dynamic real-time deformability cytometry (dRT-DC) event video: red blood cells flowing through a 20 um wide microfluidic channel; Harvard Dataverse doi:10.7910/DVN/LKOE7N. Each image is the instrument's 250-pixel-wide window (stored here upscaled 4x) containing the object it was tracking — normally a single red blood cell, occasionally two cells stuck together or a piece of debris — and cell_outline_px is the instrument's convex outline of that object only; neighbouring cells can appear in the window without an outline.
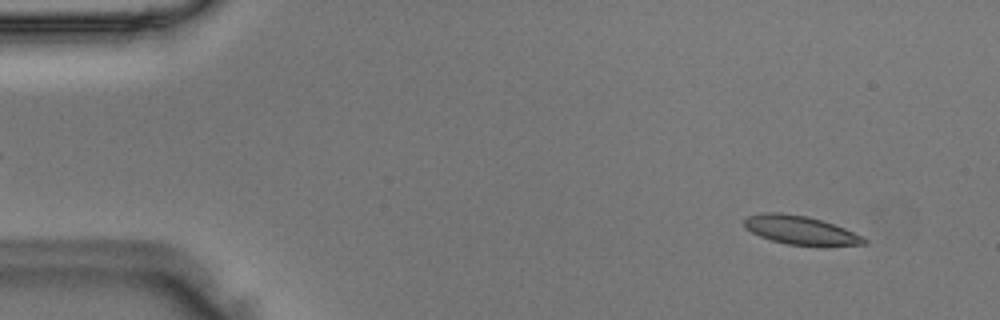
{"species": "Egyptian fruit bat (a non-hibernating species)", "species_latin": "Rousettus aegyptiacus", "temperature_condition": "room temperature", "stored_images_in_passage": 50, "camera_frame_rate_fps": 3000, "um_per_image_px": 0.085, "animal": {"sex": "male"}, "frame": {"image": 1, "passage_image": 4, "time_ms": 1.0, "image_size_px": [1000, 320], "cell_outline_px": [[868, 244], [788, 244], [772, 240], [760, 236], [744, 228], [744, 220], [748, 216], [764, 212], [780, 212], [808, 216], [844, 228], [864, 236], [868, 240]], "centroid_in_image_um": [68.0, 19.53], "position_along_channel_um": 17.0, "area_um2": 19.48}}
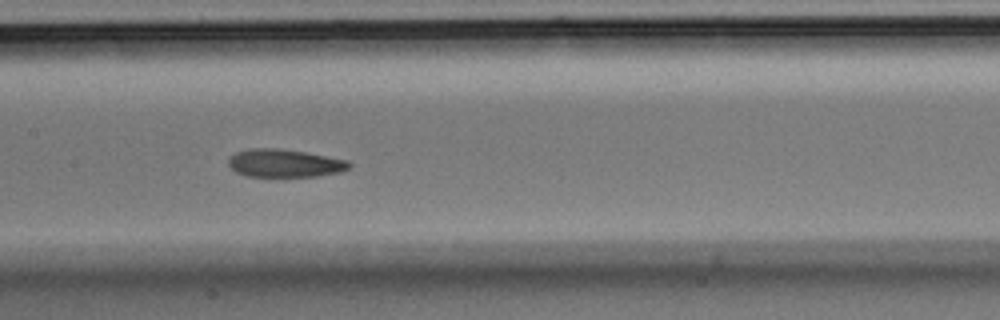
{"frame": {"image": 2, "passage_image": 24, "time_ms": 7.667, "image_size_px": [1000, 320], "cell_outline_px": [[352, 164], [348, 168], [340, 172], [316, 176], [248, 176], [236, 172], [228, 164], [228, 160], [236, 152], [248, 148], [280, 148], [304, 152], [348, 160]], "centroid_in_image_um": [24.19, 13.86], "position_along_channel_um": 183.2, "area_um2": 19.54}}
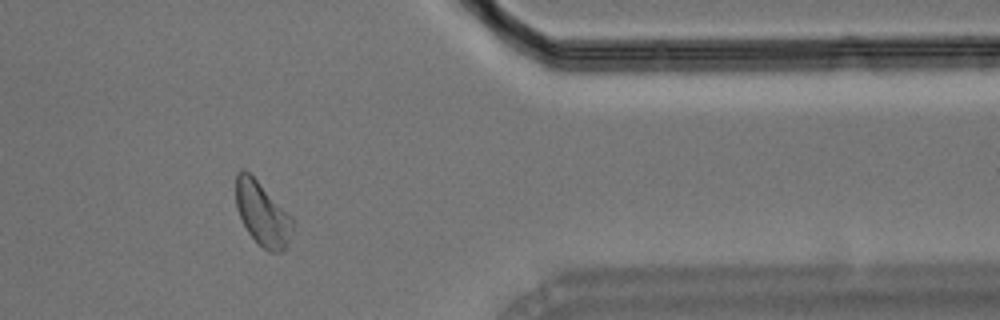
{"frame": {"image": 3, "passage_image": 41, "time_ms": 13.333, "image_size_px": [1000, 320], "cell_outline_px": [[292, 228], [284, 252], [272, 252], [264, 248], [248, 232], [236, 208], [236, 172], [240, 168], [244, 168], [256, 180], [292, 220]], "centroid_in_image_um": [22.24, 18.16], "position_along_channel_um": 389.2, "area_um2": 20.11}}